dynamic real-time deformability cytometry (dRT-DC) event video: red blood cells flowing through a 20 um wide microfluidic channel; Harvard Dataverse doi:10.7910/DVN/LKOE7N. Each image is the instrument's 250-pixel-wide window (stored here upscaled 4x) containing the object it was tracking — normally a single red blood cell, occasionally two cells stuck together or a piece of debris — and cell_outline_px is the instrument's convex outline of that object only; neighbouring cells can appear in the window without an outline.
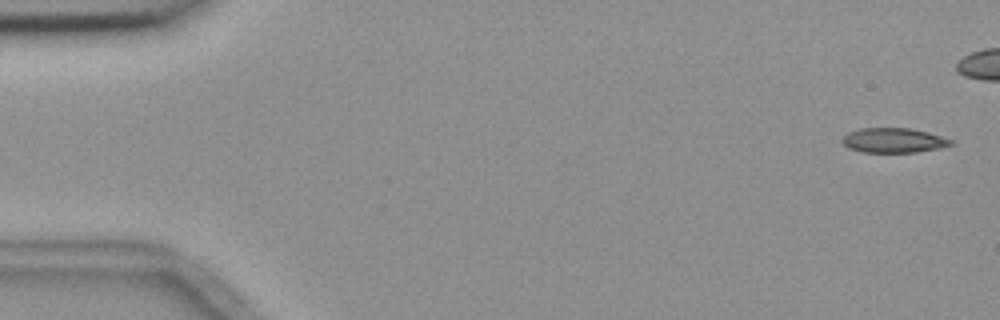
{"species": "common noctule bat (a hibernating species)", "species_latin": "Nyctalus noctula", "temperature_condition": "room temperature", "stored_images_in_passage": 6, "camera_frame_rate_fps": 3000, "um_per_image_px": 0.085, "animal": {"sex": "female", "body_mass_g": 18.4}, "frame": {"image": 1, "passage_image": 1, "time_ms": 0.0, "image_size_px": [1000, 320], "cell_outline_px": [[952, 144], [940, 148], [916, 152], [860, 152], [848, 148], [840, 140], [848, 132], [860, 128], [912, 128], [928, 132], [952, 140]], "centroid_in_image_um": [75.92, 11.93], "position_along_channel_um": 9.1, "area_um2": 15.66}}